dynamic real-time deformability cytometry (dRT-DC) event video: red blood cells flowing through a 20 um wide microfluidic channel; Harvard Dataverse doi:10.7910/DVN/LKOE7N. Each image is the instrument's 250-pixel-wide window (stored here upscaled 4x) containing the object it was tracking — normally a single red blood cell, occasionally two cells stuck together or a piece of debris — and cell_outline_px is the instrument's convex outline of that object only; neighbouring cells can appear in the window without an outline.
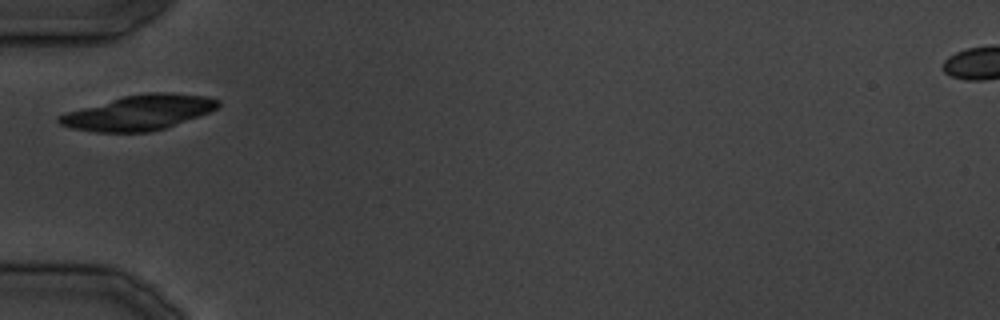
{"species": "common noctule bat (a hibernating species)", "species_latin": "Nyctalus noctula", "temperature_condition": "cold", "stored_images_in_passage": 14, "camera_frame_rate_fps": 3000, "um_per_image_px": 0.085, "animal": {"sex": "male", "body_mass_g": 19.5, "forearm_length_mm": 54.6}, "frame": {"image": 1, "passage_image": 1, "time_ms": 0.0, "image_size_px": [1000, 320], "cell_outline_px": [[220, 104], [216, 108], [208, 112], [164, 128], [152, 132], [96, 132], [68, 128], [60, 124], [56, 120], [56, 116], [68, 112], [124, 96], [148, 92], [164, 92], [204, 96], [220, 100]], "centroid_in_image_um": [11.76, 9.58], "position_along_channel_um": 73.2, "area_um2": 31.96}}
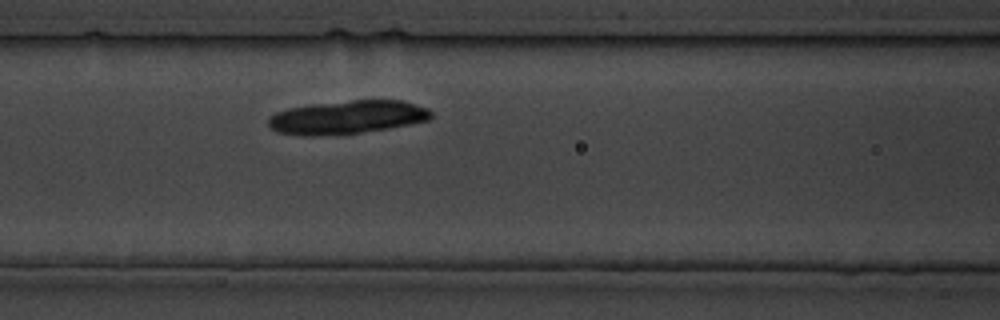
{"frame": {"image": 2, "passage_image": 5, "time_ms": 4.333, "image_size_px": [1000, 320], "cell_outline_px": [[432, 116], [428, 120], [388, 128], [360, 132], [320, 136], [300, 136], [276, 132], [268, 128], [268, 120], [276, 112], [288, 108], [312, 104], [352, 100], [400, 100], [428, 108], [432, 112]], "centroid_in_image_um": [29.46, 9.97], "position_along_channel_um": 137.1, "area_um2": 31.67}}